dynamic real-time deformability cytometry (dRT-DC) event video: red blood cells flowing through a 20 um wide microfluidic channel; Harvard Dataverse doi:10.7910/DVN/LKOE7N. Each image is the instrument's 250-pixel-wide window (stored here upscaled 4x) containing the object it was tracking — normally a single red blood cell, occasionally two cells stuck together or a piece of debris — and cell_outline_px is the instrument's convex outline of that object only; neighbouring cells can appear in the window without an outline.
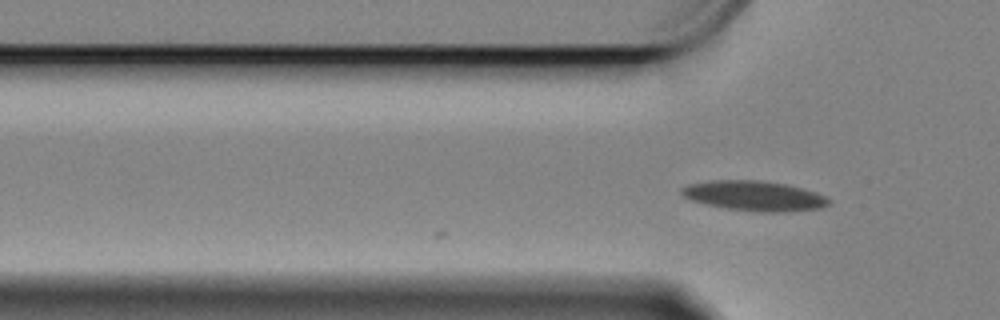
{"species": "Egyptian fruit bat (a non-hibernating species)", "species_latin": "Rousettus aegyptiacus", "temperature_condition": "cold", "stored_images_in_passage": 2, "camera_frame_rate_fps": 3000, "um_per_image_px": 0.085, "animal": {"sex": "female"}, "frame": {"image": 1, "passage_image": 2, "time_ms": 0.333, "image_size_px": [1000, 320], "cell_outline_px": [[832, 204], [820, 208], [788, 212], [756, 212], [728, 208], [704, 204], [688, 200], [680, 192], [680, 188], [688, 184], [712, 180], [756, 180], [784, 184], [816, 192], [824, 196]], "centroid_in_image_um": [64.07, 16.65], "position_along_channel_um": 61.7, "area_um2": 25.72}}